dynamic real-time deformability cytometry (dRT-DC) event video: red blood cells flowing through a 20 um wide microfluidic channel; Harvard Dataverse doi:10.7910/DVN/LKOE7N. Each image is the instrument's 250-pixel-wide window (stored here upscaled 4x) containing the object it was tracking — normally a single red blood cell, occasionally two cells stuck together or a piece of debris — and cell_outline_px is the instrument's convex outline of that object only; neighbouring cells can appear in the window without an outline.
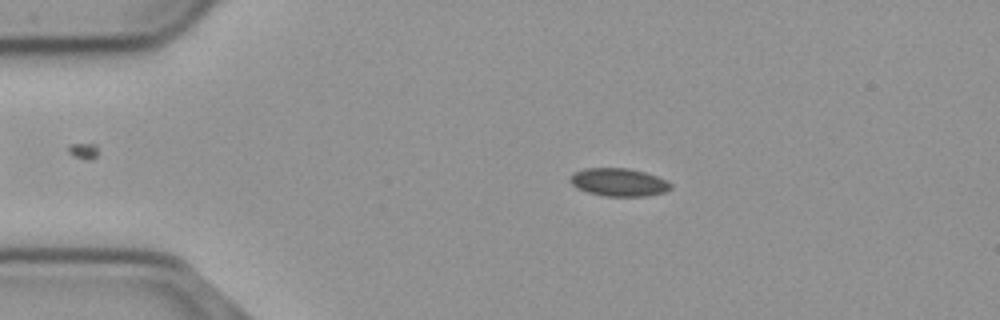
{"species": "common noctule bat (a hibernating species)", "species_latin": "Nyctalus noctula", "temperature_condition": "cold", "stored_images_in_passage": 46, "camera_frame_rate_fps": 3000, "um_per_image_px": 0.085, "animal": {"sex": "male", "body_mass_g": 23.1, "forearm_length_mm": 52.7}, "frame": {"image": 1, "passage_image": 9, "time_ms": 2.667, "image_size_px": [1000, 320], "cell_outline_px": [[672, 188], [664, 192], [644, 196], [604, 196], [588, 192], [576, 188], [568, 180], [576, 172], [584, 168], [628, 168], [644, 172], [656, 176], [672, 184]], "centroid_in_image_um": [52.58, 15.49], "position_along_channel_um": 32.4, "area_um2": 16.24}}
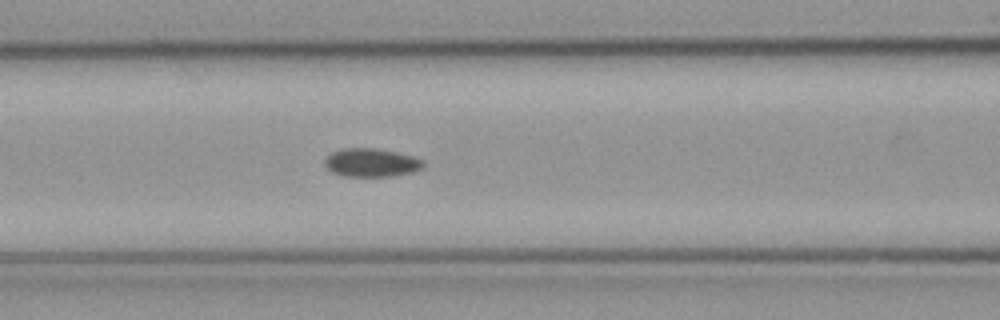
{"frame": {"image": 2, "passage_image": 21, "time_ms": 6.667, "image_size_px": [1000, 320], "cell_outline_px": [[424, 164], [420, 168], [412, 172], [392, 176], [344, 176], [332, 172], [324, 164], [324, 160], [332, 152], [344, 148], [376, 148], [396, 152], [412, 156], [424, 160]], "centroid_in_image_um": [31.55, 13.82], "position_along_channel_um": 135.1, "area_um2": 16.18}}
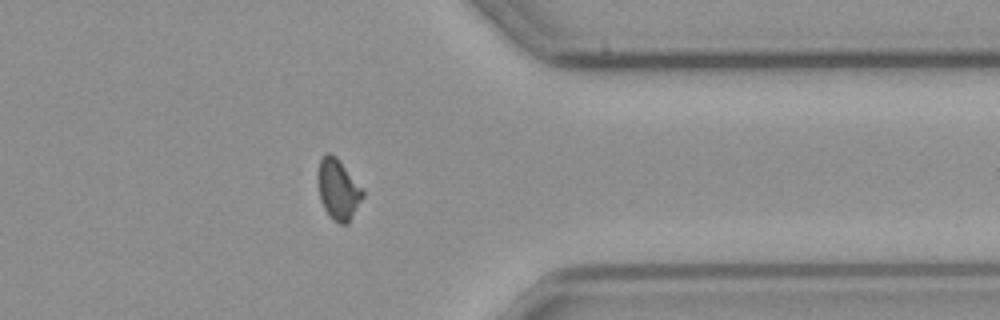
{"frame": {"image": 3, "passage_image": 42, "time_ms": 13.667, "image_size_px": [1000, 320], "cell_outline_px": [[364, 196], [348, 224], [340, 224], [332, 220], [328, 216], [320, 200], [316, 180], [316, 176], [320, 160], [324, 152], [328, 152], [336, 156], [364, 188]], "centroid_in_image_um": [28.73, 16.09], "position_along_channel_um": 382.7, "area_um2": 16.42}, "authors_computed_cell_mechanics": {"area_um2": 16.184, "velocity_mm_per_s": 3.6962, "shape_relaxation_time_tau1_ms": null, "shape_relaxation_time_tau2_ms": 3.3589, "deformation_change_tau1": null, "deformation_change_tau2": 0.0756}}